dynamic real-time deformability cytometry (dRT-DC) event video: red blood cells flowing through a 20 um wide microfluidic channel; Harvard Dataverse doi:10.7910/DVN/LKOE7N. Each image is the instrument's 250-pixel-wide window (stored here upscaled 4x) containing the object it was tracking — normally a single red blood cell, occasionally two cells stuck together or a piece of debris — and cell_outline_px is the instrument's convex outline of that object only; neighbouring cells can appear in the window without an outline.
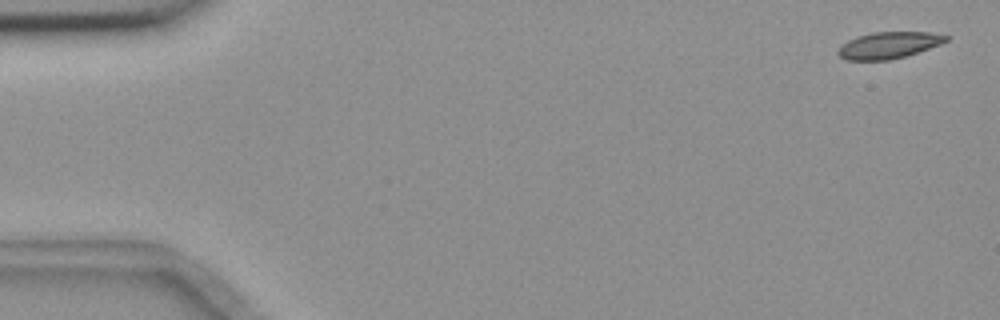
{"species": "common noctule bat (a hibernating species)", "species_latin": "Nyctalus noctula", "temperature_condition": "room temperature", "stored_images_in_passage": 56, "camera_frame_rate_fps": 3000, "um_per_image_px": 0.085, "animal": {"sex": "female", "body_mass_g": 18.4}, "frame": {"image": 1, "passage_image": 2, "time_ms": 0.333, "image_size_px": [1000, 320], "cell_outline_px": [[948, 40], [940, 44], [904, 56], [888, 60], [848, 60], [840, 56], [836, 52], [848, 40], [856, 36], [872, 32], [932, 32], [948, 36]], "centroid_in_image_um": [75.53, 3.83], "position_along_channel_um": 9.5, "area_um2": 16.47}}
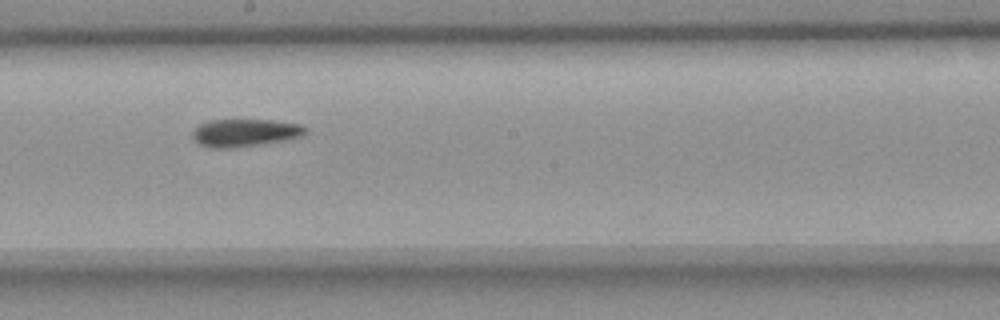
{"frame": {"image": 2, "passage_image": 31, "time_ms": 10.0, "image_size_px": [1000, 320], "cell_outline_px": [[308, 132], [300, 136], [284, 140], [228, 148], [208, 148], [200, 144], [192, 136], [192, 132], [200, 124], [208, 120], [272, 120], [300, 124]], "centroid_in_image_um": [20.78, 11.27], "position_along_channel_um": 227.4, "area_um2": 17.86}}
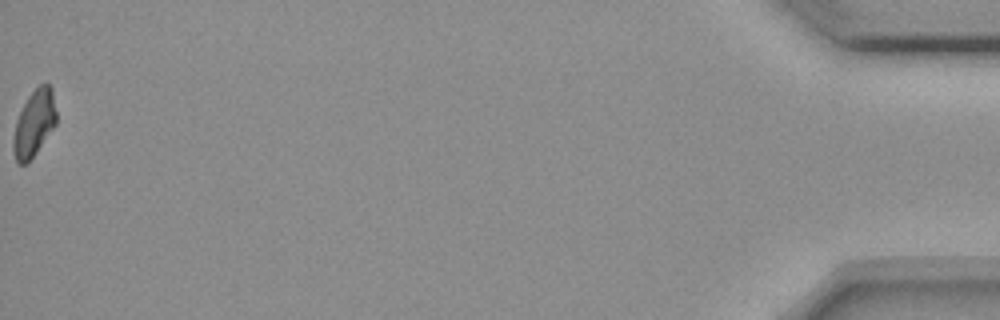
{"frame": {"image": 3, "passage_image": 56, "time_ms": 18.333, "image_size_px": [1000, 320], "cell_outline_px": [[56, 124], [36, 152], [24, 164], [20, 164], [16, 160], [12, 148], [12, 140], [16, 120], [28, 96], [40, 84], [48, 84], [52, 88], [56, 112]], "centroid_in_image_um": [2.89, 10.47], "position_along_channel_um": 432.3, "area_um2": 16.36}, "authors_computed_cell_mechanics": {"area_um2": 17.7157, "velocity_mm_per_s": 3.6609, "shape_relaxation_time_tau1_ms": 10.9833, "shape_relaxation_time_tau2_ms": null, "deformation_change_tau1": 0.1669, "deformation_change_tau2": null}}